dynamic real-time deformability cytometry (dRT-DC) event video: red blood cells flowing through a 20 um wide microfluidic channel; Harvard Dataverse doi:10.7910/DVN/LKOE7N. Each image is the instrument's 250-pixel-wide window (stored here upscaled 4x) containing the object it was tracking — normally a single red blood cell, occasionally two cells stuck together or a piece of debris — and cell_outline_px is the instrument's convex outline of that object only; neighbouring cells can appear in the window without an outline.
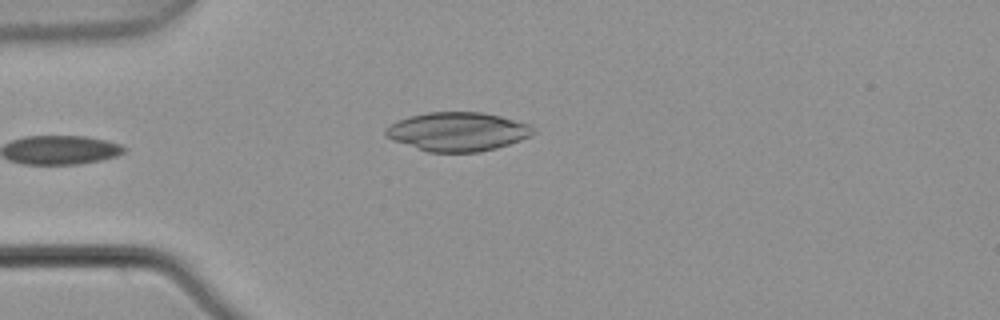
{"species": "common noctule bat (a hibernating species)", "species_latin": "Nyctalus noctula", "temperature_condition": "warm", "stored_images_in_passage": 4, "camera_frame_rate_fps": 3000, "um_per_image_px": 0.085, "animal": {"sex": "male", "body_mass_g": 21.5, "forearm_length_mm": 52.0}, "frame": {"image": 1, "passage_image": 4, "time_ms": 1.0, "image_size_px": [1000, 320], "cell_outline_px": [[536, 132], [520, 140], [496, 148], [480, 152], [428, 152], [392, 140], [384, 132], [384, 128], [400, 120], [412, 116], [428, 112], [484, 112], [500, 116], [528, 124]], "centroid_in_image_um": [38.89, 11.19], "position_along_channel_um": 46.1, "area_um2": 33.06}}